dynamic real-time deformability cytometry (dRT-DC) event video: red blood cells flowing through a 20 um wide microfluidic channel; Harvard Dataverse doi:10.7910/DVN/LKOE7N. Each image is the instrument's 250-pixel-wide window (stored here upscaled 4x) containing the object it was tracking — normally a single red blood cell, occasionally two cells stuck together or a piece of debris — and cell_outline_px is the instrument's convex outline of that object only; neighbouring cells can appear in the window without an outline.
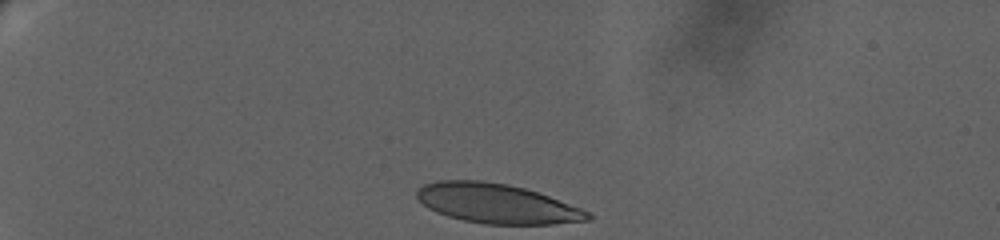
{"species": "human", "species_latin": "Homo sapiens", "temperature_condition": "warm", "stored_images_in_passage": 41, "camera_frame_rate_fps": 3000, "um_per_image_px": 0.085, "donor": {"sex": "female"}, "frame": {"image": 1, "passage_image": 1, "time_ms": 0.0, "image_size_px": [1000, 240], "cell_outline_px": [[592, 220], [552, 224], [484, 224], [464, 220], [448, 216], [436, 212], [428, 208], [416, 196], [416, 192], [424, 184], [436, 180], [484, 180], [508, 184], [524, 188], [548, 196], [592, 212]], "centroid_in_image_um": [42.24, 17.3], "position_along_channel_um": 42.8, "area_um2": 39.42}}
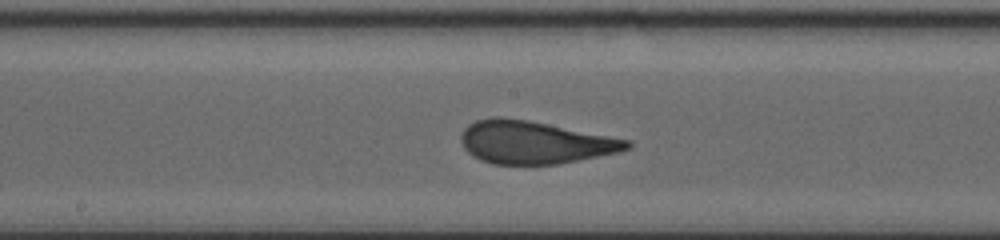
{"frame": {"image": 2, "passage_image": 22, "time_ms": 7.333, "image_size_px": [1000, 240], "cell_outline_px": [[632, 148], [620, 152], [560, 164], [492, 164], [480, 160], [472, 156], [464, 148], [460, 140], [460, 136], [464, 128], [468, 124], [476, 120], [492, 116], [500, 116], [528, 120], [632, 140]], "centroid_in_image_um": [45.45, 12.1], "position_along_channel_um": 202.8, "area_um2": 41.79}}
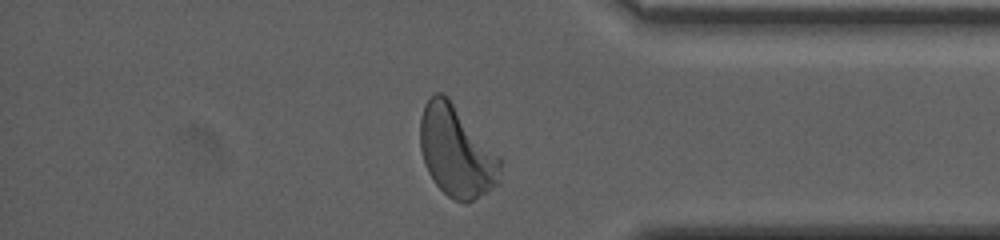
{"frame": {"image": 3, "passage_image": 39, "time_ms": 13.667, "image_size_px": [1000, 240], "cell_outline_px": [[504, 160], [500, 180], [488, 192], [468, 204], [452, 200], [432, 180], [424, 164], [420, 148], [420, 116], [424, 104], [436, 92], [440, 92], [448, 96]], "centroid_in_image_um": [38.83, 12.89], "position_along_channel_um": 396.4, "area_um2": 43.35}, "authors_computed_cell_mechanics": {"area_um2": 41.038, "velocity_mm_per_s": 3.1778, "shape_relaxation_time_tau1_ms": 5.3877, "shape_relaxation_time_tau2_ms": null, "deformation_change_tau1": 0.2053, "deformation_change_tau2": null}}